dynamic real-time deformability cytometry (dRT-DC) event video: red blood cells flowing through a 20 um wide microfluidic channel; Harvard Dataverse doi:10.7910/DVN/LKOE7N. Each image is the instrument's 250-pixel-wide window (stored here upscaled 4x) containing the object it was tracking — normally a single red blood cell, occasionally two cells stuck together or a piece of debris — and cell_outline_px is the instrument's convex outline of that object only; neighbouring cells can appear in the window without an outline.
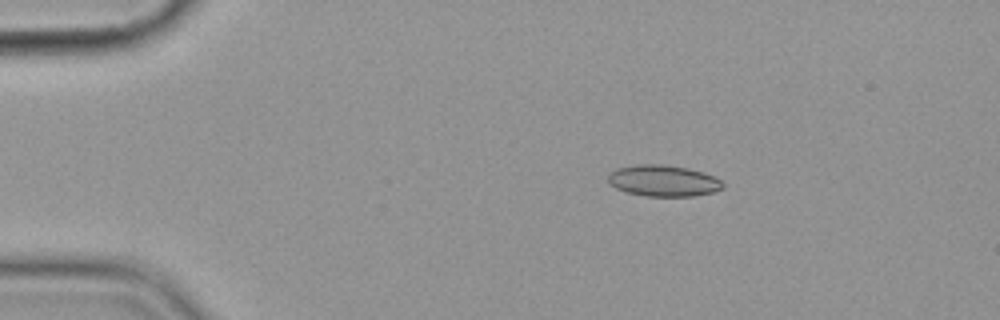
{"species": "common noctule bat (a hibernating species)", "species_latin": "Nyctalus noctula", "temperature_condition": "cold", "stored_images_in_passage": 56, "camera_frame_rate_fps": 3000, "um_per_image_px": 0.085, "animal": {"sex": "female", "body_mass_g": 19.9}, "frame": {"image": 1, "passage_image": 10, "time_ms": 3.0, "image_size_px": [1000, 320], "cell_outline_px": [[724, 188], [712, 192], [692, 196], [644, 196], [628, 192], [616, 188], [608, 184], [608, 172], [616, 168], [636, 164], [660, 164], [688, 168], [704, 172], [716, 176], [724, 184]], "centroid_in_image_um": [56.37, 15.35], "position_along_channel_um": 28.6, "area_um2": 21.15}}
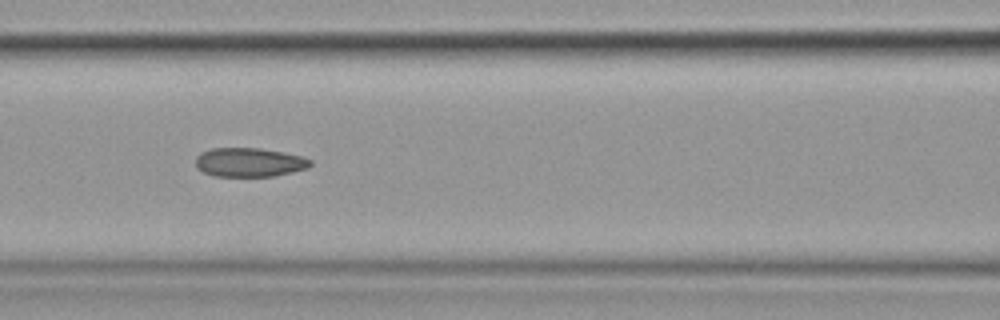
{"frame": {"image": 2, "passage_image": 25, "time_ms": 8.0, "image_size_px": [1000, 320], "cell_outline_px": [[312, 164], [308, 168], [292, 172], [272, 176], [212, 176], [196, 168], [196, 156], [200, 152], [212, 148], [260, 148], [284, 152], [300, 156], [312, 160]], "centroid_in_image_um": [21.18, 13.79], "position_along_channel_um": 145.4, "area_um2": 19.48}}
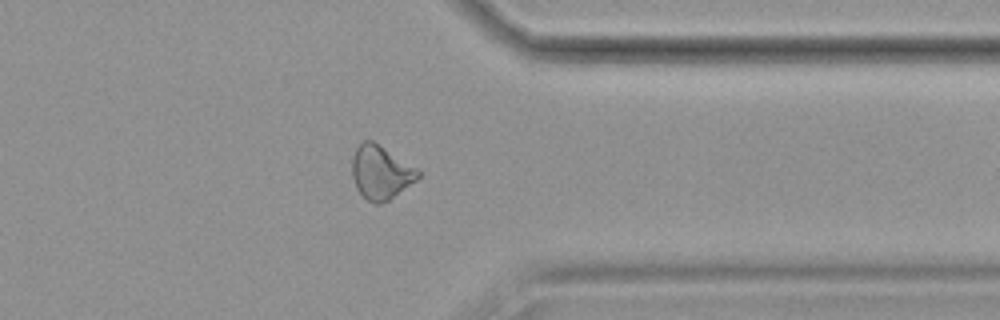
{"frame": {"image": 3, "passage_image": 45, "time_ms": 14.667, "image_size_px": [1000, 320], "cell_outline_px": [[420, 176], [416, 180], [388, 200], [380, 204], [376, 204], [368, 200], [356, 188], [352, 176], [352, 156], [356, 148], [364, 140], [372, 140], [416, 168], [420, 172]], "centroid_in_image_um": [32.33, 14.65], "position_along_channel_um": 379.1, "area_um2": 20.23}, "authors_computed_cell_mechanics": {"area_um2": 20.2878, "velocity_mm_per_s": 3.5717, "shape_relaxation_time_tau1_ms": null, "shape_relaxation_time_tau2_ms": 3.0897, "deformation_change_tau1": null, "deformation_change_tau2": 0.0814}}